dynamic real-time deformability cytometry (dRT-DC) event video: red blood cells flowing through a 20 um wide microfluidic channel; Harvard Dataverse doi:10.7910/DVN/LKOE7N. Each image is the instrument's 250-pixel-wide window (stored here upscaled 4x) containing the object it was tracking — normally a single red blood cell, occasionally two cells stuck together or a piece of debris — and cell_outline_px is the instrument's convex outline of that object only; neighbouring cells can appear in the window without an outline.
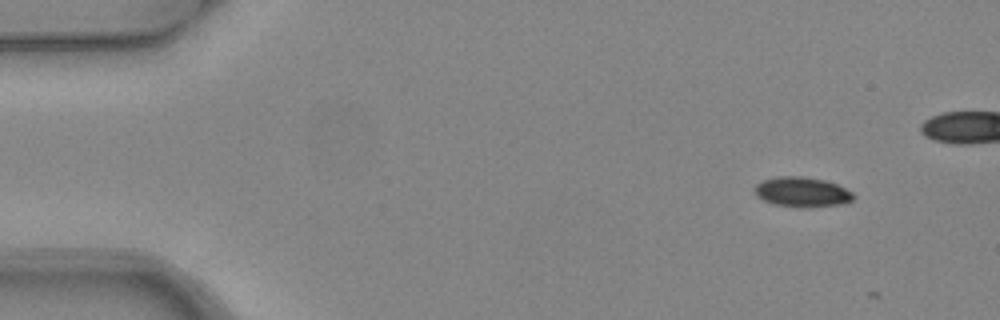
{"species": "common noctule bat (a hibernating species)", "species_latin": "Nyctalus noctula", "temperature_condition": "warm", "stored_images_in_passage": 5, "camera_frame_rate_fps": 3000, "um_per_image_px": 0.085, "animal": {"sex": "female", "body_mass_g": 24.6, "forearm_length_mm": 56.2}, "frame": {"image": 1, "passage_image": 1, "time_ms": 0.0, "image_size_px": [1000, 320], "cell_outline_px": [[852, 200], [840, 204], [808, 208], [800, 208], [772, 204], [756, 196], [752, 188], [756, 184], [764, 180], [776, 176], [800, 176], [824, 180], [836, 184], [852, 192]], "centroid_in_image_um": [68.1, 16.33], "position_along_channel_um": 16.9, "area_um2": 17.28}}
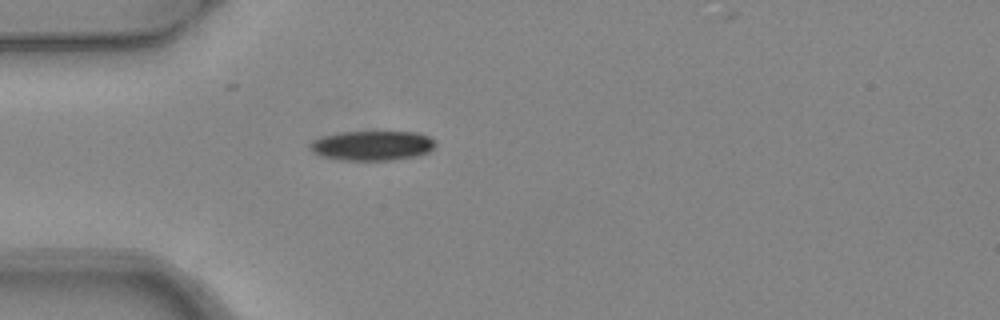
{"frame": {"image": 2, "passage_image": 5, "time_ms": 1.333, "image_size_px": [1000, 320], "cell_outline_px": [[436, 144], [428, 152], [416, 156], [392, 160], [344, 160], [324, 156], [316, 152], [312, 148], [312, 140], [324, 136], [340, 132], [416, 132], [428, 136]], "centroid_in_image_um": [31.69, 12.37], "position_along_channel_um": 53.3, "area_um2": 21.21}}